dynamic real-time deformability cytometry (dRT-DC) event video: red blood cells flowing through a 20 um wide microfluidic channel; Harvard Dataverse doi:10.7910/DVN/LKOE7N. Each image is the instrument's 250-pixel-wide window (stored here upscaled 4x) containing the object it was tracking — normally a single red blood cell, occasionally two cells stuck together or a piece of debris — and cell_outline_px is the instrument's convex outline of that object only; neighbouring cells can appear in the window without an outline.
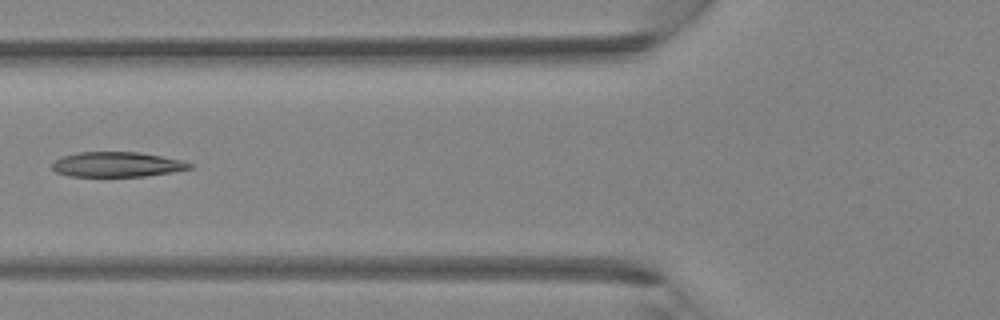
{"species": "Egyptian fruit bat (a non-hibernating species)", "species_latin": "Rousettus aegyptiacus", "temperature_condition": "room temperature", "stored_images_in_passage": 3, "camera_frame_rate_fps": 3000, "um_per_image_px": 0.085, "animal": {"sex": "female"}, "frame": {"image": 1, "passage_image": 3, "time_ms": 0.667, "image_size_px": [1000, 320], "cell_outline_px": [[192, 168], [172, 172], [144, 176], [68, 176], [56, 172], [52, 168], [52, 164], [56, 160], [64, 156], [80, 152], [136, 152], [184, 160], [192, 164]], "centroid_in_image_um": [9.96, 13.98], "position_along_channel_um": 115.8, "area_um2": 19.83}}